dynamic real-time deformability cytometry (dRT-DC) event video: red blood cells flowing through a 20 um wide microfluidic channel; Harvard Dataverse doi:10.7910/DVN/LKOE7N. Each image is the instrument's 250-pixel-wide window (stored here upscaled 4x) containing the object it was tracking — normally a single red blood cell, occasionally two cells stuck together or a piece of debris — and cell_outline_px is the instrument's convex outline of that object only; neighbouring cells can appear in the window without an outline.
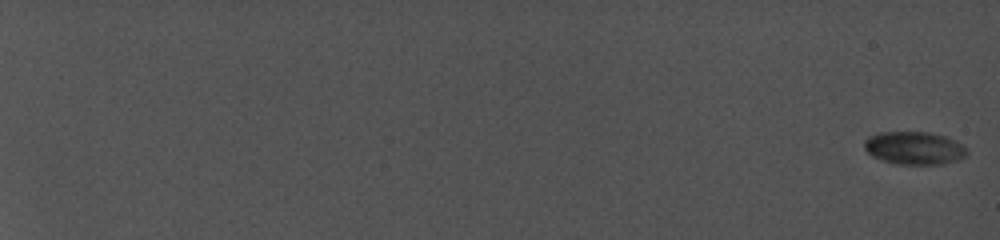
{"species": "common noctule bat (a hibernating species)", "species_latin": "Nyctalus noctula", "temperature_condition": "cold", "stored_images_in_passage": 34, "camera_frame_rate_fps": 5000, "um_per_image_px": 0.085, "animal": {"sex": "female", "body_mass_g": 19.0, "forearm_length_mm": 56.7}, "frame": {"image": 1, "passage_image": 1, "time_ms": 0.0, "image_size_px": [1000, 240], "cell_outline_px": [[968, 152], [964, 156], [956, 160], [940, 164], [896, 164], [872, 156], [864, 148], [864, 140], [868, 136], [880, 132], [928, 132], [944, 136], [960, 144]], "centroid_in_image_um": [77.65, 12.58], "position_along_channel_um": 7.3, "area_um2": 19.36}}
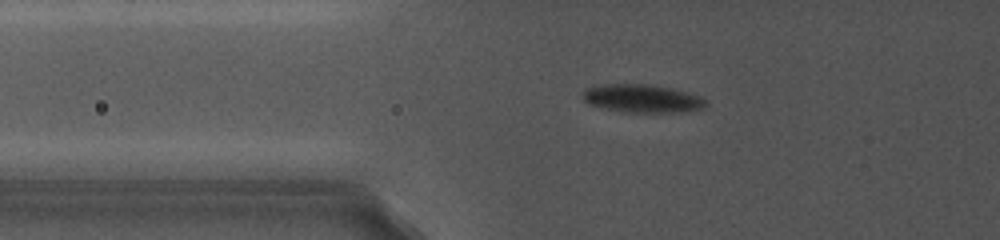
{"frame": {"image": 2, "passage_image": 17, "time_ms": 9.2, "image_size_px": [1000, 240], "cell_outline_px": [[708, 104], [704, 108], [680, 112], [624, 112], [604, 108], [588, 104], [584, 100], [584, 88], [600, 84], [648, 84], [672, 88], [688, 92], [700, 96], [708, 100]], "centroid_in_image_um": [54.61, 8.36], "position_along_channel_um": 71.2, "area_um2": 20.35}}
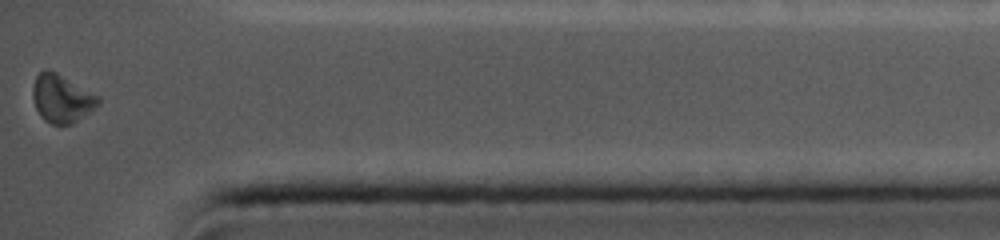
{"frame": {"image": 3, "passage_image": 34, "time_ms": 19.0, "image_size_px": [1000, 240], "cell_outline_px": [[100, 104], [72, 124], [52, 124], [44, 120], [40, 116], [36, 108], [32, 96], [32, 88], [36, 76], [44, 68], [48, 68], [56, 72], [100, 96]], "centroid_in_image_um": [5.23, 8.36], "position_along_channel_um": 430.0, "area_um2": 18.38}}